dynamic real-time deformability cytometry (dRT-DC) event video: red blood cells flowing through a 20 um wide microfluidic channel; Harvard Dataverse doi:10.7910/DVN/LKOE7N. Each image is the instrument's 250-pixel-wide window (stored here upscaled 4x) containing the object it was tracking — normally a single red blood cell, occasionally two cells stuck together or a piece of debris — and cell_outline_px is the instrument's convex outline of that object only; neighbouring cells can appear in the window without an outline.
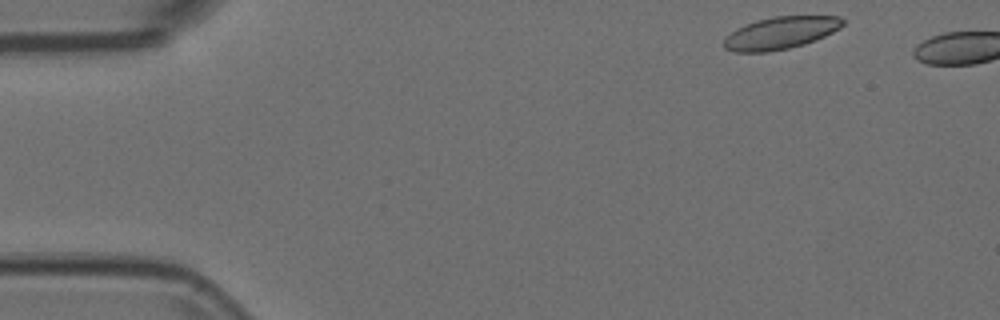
{"species": "Egyptian fruit bat (a non-hibernating species)", "species_latin": "Rousettus aegyptiacus", "temperature_condition": "room temperature", "stored_images_in_passage": 3, "camera_frame_rate_fps": 3000, "um_per_image_px": 0.085, "animal": {"sex": "female"}, "frame": {"image": 1, "passage_image": 1, "time_ms": 0.0, "image_size_px": [1000, 320], "cell_outline_px": [[844, 24], [840, 28], [816, 40], [804, 44], [788, 48], [768, 52], [732, 52], [724, 48], [724, 40], [736, 28], [756, 20], [772, 16], [840, 16], [844, 20]], "centroid_in_image_um": [66.35, 2.8], "position_along_channel_um": 18.7, "area_um2": 22.37}}